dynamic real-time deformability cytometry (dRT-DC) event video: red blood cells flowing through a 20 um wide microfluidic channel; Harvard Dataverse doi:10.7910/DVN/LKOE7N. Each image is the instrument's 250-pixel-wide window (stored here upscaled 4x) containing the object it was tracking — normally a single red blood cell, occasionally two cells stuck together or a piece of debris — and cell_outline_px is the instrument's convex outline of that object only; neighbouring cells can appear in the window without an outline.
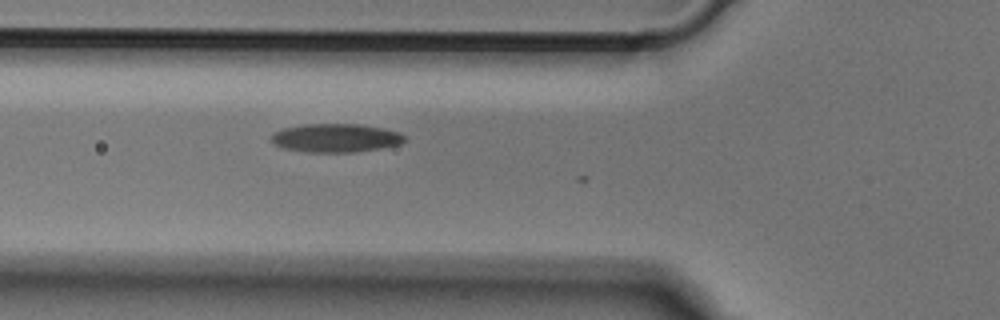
{"species": "Egyptian fruit bat (a non-hibernating species)", "species_latin": "Rousettus aegyptiacus", "temperature_condition": "cold", "stored_images_in_passage": 4, "camera_frame_rate_fps": 3000, "um_per_image_px": 0.085, "animal": {"sex": "male"}, "frame": {"image": 1, "passage_image": 3, "time_ms": 0.667, "image_size_px": [1000, 320], "cell_outline_px": [[408, 140], [400, 144], [380, 148], [356, 152], [308, 152], [284, 148], [272, 144], [272, 132], [284, 128], [304, 124], [360, 124], [384, 128], [400, 132], [408, 136]], "centroid_in_image_um": [28.59, 11.72], "position_along_channel_um": 97.2, "area_um2": 22.43}}